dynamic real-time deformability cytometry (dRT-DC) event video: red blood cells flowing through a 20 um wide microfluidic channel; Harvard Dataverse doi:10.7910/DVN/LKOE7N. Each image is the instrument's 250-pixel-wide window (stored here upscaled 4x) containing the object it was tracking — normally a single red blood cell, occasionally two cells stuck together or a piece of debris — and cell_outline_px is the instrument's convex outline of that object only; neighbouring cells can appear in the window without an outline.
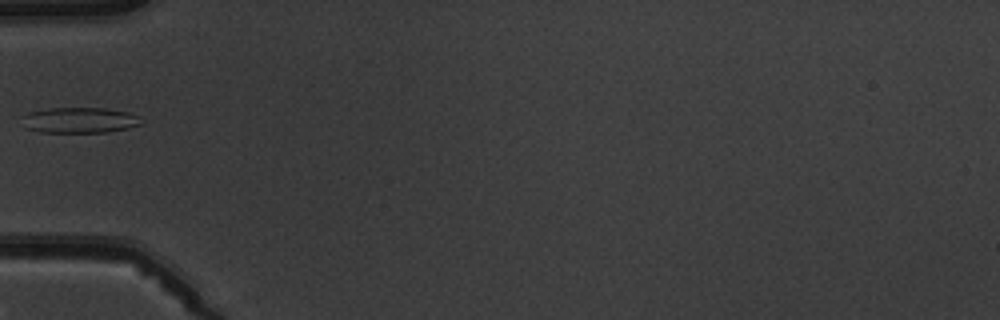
{"species": "common noctule bat (a hibernating species)", "species_latin": "Nyctalus noctula", "temperature_condition": "warm", "stored_images_in_passage": 7, "camera_frame_rate_fps": 3000, "um_per_image_px": 0.085, "animal": {"sex": "male", "body_mass_g": 19.5, "forearm_length_mm": 54.6}, "frame": {"image": 1, "passage_image": 5, "time_ms": 5.667, "image_size_px": [1000, 320], "cell_outline_px": [[144, 124], [128, 128], [108, 132], [40, 132], [24, 128], [20, 116], [28, 112], [48, 108], [104, 108], [128, 112], [140, 116]], "centroid_in_image_um": [6.75, 10.21], "position_along_channel_um": 78.3, "area_um2": 18.15}}
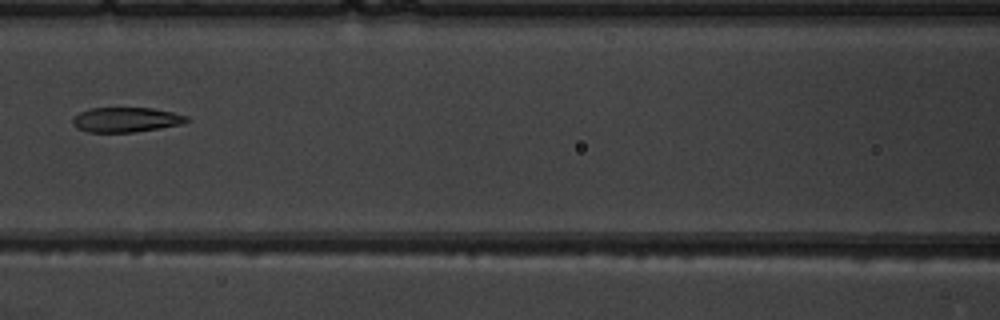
{"frame": {"image": 2, "passage_image": 7, "time_ms": 7.667, "image_size_px": [1000, 320], "cell_outline_px": [[188, 120], [184, 124], [160, 128], [132, 132], [88, 132], [76, 128], [72, 124], [72, 120], [80, 112], [92, 108], [152, 108], [172, 112], [188, 116]], "centroid_in_image_um": [10.72, 10.18], "position_along_channel_um": 155.9, "area_um2": 16.42}}